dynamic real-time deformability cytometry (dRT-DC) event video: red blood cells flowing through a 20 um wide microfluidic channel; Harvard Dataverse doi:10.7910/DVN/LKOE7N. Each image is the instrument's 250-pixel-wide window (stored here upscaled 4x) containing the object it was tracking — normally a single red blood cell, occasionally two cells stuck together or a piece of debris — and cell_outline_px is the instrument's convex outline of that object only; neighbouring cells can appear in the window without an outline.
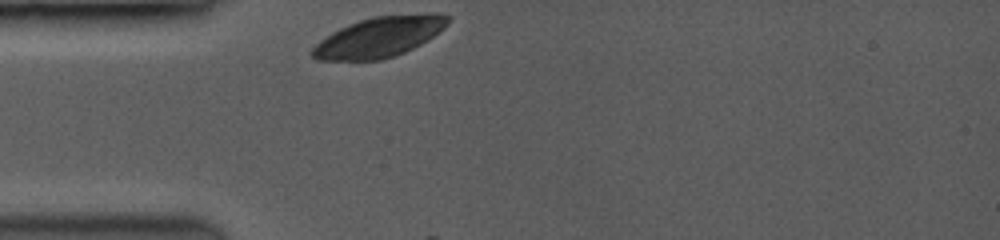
{"species": "common noctule bat (a hibernating species)", "species_latin": "Nyctalus noctula", "temperature_condition": "room temperature", "stored_images_in_passage": 17, "camera_frame_rate_fps": 3500, "um_per_image_px": 0.085, "animal": {"sex": "female", "body_mass_g": 19.0, "forearm_length_mm": 53.3}, "frame": {"image": 1, "passage_image": 1, "time_ms": 0.0, "image_size_px": [1000, 240], "cell_outline_px": [[452, 20], [444, 28], [420, 44], [404, 52], [380, 60], [316, 60], [308, 52], [320, 40], [332, 32], [348, 24], [360, 20], [376, 16], [432, 12], [440, 12], [452, 16]], "centroid_in_image_um": [32.27, 3.12], "position_along_channel_um": 52.7, "area_um2": 31.96}}